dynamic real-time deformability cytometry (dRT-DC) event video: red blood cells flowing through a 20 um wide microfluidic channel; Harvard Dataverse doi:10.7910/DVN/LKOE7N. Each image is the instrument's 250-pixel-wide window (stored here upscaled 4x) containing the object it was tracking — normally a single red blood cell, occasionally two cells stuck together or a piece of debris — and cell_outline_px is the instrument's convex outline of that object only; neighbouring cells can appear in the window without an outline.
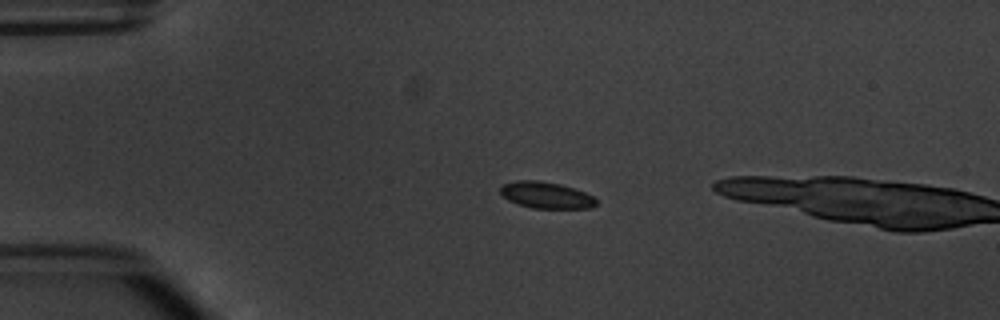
{"species": "common noctule bat (a hibernating species)", "species_latin": "Nyctalus noctula", "temperature_condition": "warm", "stored_images_in_passage": 4, "camera_frame_rate_fps": 3000, "um_per_image_px": 0.085, "animal": {"sex": "male", "body_mass_g": 20.1, "forearm_length_mm": 53.5}, "frame": {"image": 1, "passage_image": 3, "time_ms": 2.333, "image_size_px": [1000, 320], "cell_outline_px": [[596, 204], [592, 208], [532, 208], [508, 200], [500, 192], [500, 188], [504, 184], [516, 180], [540, 180], [560, 184], [584, 192], [592, 196], [596, 200]], "centroid_in_image_um": [46.41, 16.58], "position_along_channel_um": 38.6, "area_um2": 14.62}}